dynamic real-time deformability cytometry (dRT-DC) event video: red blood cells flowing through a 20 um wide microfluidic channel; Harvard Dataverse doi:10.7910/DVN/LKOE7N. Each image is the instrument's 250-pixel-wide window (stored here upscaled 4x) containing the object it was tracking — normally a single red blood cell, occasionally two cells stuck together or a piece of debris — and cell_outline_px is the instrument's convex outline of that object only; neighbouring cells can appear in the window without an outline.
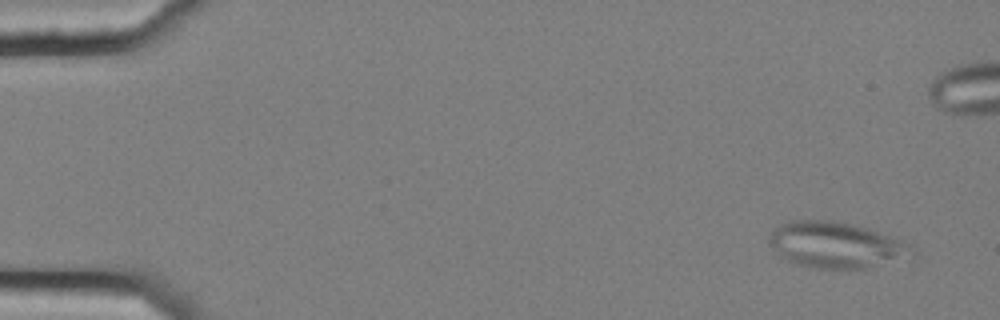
{"species": "common noctule bat (a hibernating species)", "species_latin": "Nyctalus noctula", "temperature_condition": "cold", "stored_images_in_passage": 7, "camera_frame_rate_fps": 3000, "um_per_image_px": 0.085, "animal": {"sex": "female", "body_mass_g": 25.1}, "frame": {"image": 1, "passage_image": 1, "time_ms": 0.0, "image_size_px": [1000, 320], "cell_outline_px": [[916, 252], [864, 268], [808, 268], [796, 264], [780, 256], [772, 248], [768, 240], [768, 236], [780, 224], [788, 220], [832, 220], [852, 224], [868, 228], [912, 244]], "centroid_in_image_um": [70.96, 20.8], "position_along_channel_um": 14.0, "area_um2": 37.74}}